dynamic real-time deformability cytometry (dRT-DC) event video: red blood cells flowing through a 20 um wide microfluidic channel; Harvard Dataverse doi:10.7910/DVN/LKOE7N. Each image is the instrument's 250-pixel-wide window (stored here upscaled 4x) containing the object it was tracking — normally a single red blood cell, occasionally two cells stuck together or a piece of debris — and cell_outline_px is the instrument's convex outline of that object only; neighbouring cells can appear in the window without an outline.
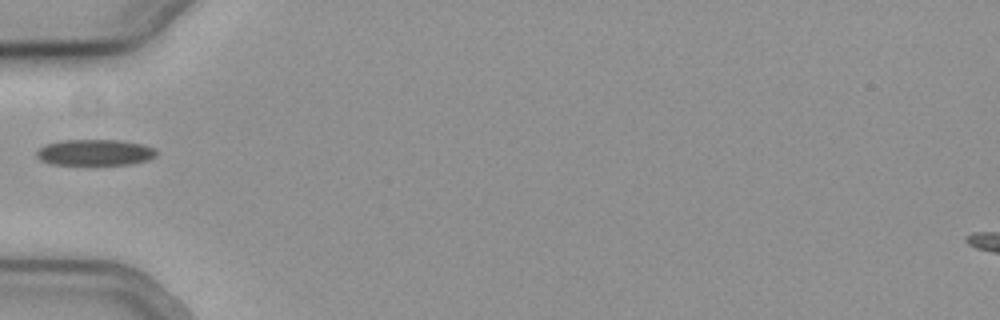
{"species": "common noctule bat (a hibernating species)", "species_latin": "Nyctalus noctula", "temperature_condition": "cold", "stored_images_in_passage": 8, "camera_frame_rate_fps": 3000, "um_per_image_px": 0.085, "animal": {"sex": "female", "body_mass_g": 19.3, "forearm_length_mm": 54.1}, "frame": {"image": 1, "passage_image": 1, "time_ms": 0.0, "image_size_px": [1000, 320], "cell_outline_px": [[156, 156], [148, 160], [132, 164], [96, 168], [84, 168], [52, 164], [40, 160], [36, 156], [36, 152], [40, 148], [48, 144], [64, 140], [120, 140], [144, 144], [156, 148]], "centroid_in_image_um": [8.09, 13.03], "position_along_channel_um": 76.9, "area_um2": 19.48}}
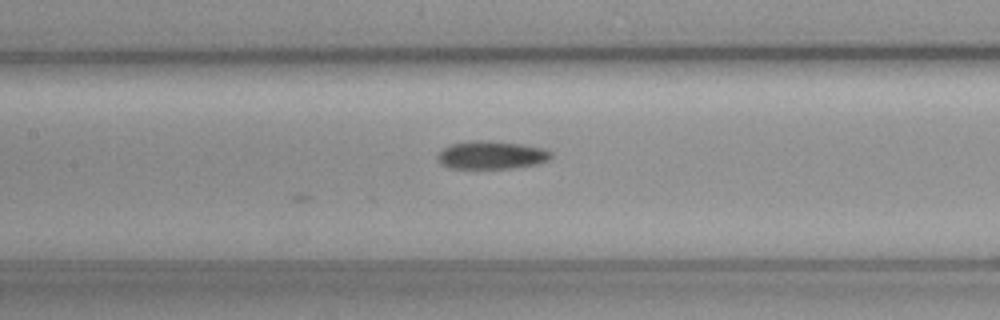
{"frame": {"image": 2, "passage_image": 8, "time_ms": 2.333, "image_size_px": [1000, 320], "cell_outline_px": [[552, 156], [548, 160], [536, 164], [512, 168], [452, 168], [444, 164], [440, 160], [440, 152], [444, 148], [452, 144], [472, 140], [488, 140], [524, 144], [544, 148], [552, 152]], "centroid_in_image_um": [41.86, 13.16], "position_along_channel_um": 165.5, "area_um2": 18.32}}